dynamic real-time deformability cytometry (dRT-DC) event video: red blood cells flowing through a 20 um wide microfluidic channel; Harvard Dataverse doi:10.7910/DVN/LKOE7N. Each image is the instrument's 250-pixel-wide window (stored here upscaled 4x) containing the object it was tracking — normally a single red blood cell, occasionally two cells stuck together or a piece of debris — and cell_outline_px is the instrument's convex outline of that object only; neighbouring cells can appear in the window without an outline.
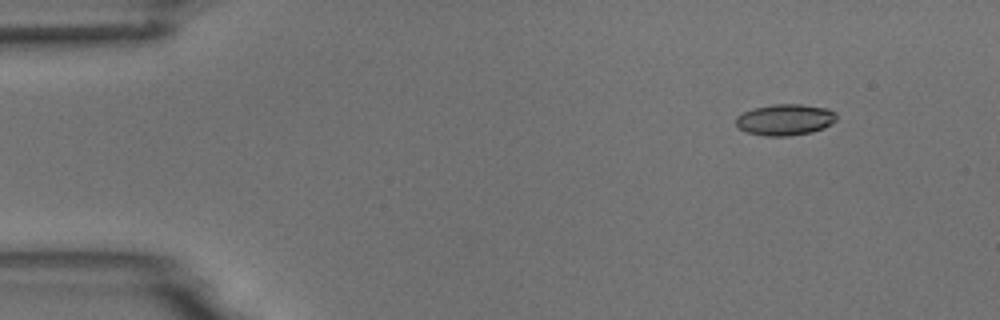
{"species": "common noctule bat (a hibernating species)", "species_latin": "Nyctalus noctula", "temperature_condition": "room temperature", "stored_images_in_passage": 4, "camera_frame_rate_fps": 3000, "um_per_image_px": 0.085, "animal": {"sex": "male", "body_mass_g": 18.8}, "frame": {"image": 1, "passage_image": 2, "time_ms": 1.0, "image_size_px": [1000, 320], "cell_outline_px": [[836, 120], [832, 124], [824, 128], [812, 132], [788, 136], [764, 136], [748, 132], [740, 128], [736, 124], [736, 116], [752, 108], [772, 104], [800, 104], [828, 108], [836, 112]], "centroid_in_image_um": [66.75, 10.17], "position_along_channel_um": 18.2, "area_um2": 18.44}}